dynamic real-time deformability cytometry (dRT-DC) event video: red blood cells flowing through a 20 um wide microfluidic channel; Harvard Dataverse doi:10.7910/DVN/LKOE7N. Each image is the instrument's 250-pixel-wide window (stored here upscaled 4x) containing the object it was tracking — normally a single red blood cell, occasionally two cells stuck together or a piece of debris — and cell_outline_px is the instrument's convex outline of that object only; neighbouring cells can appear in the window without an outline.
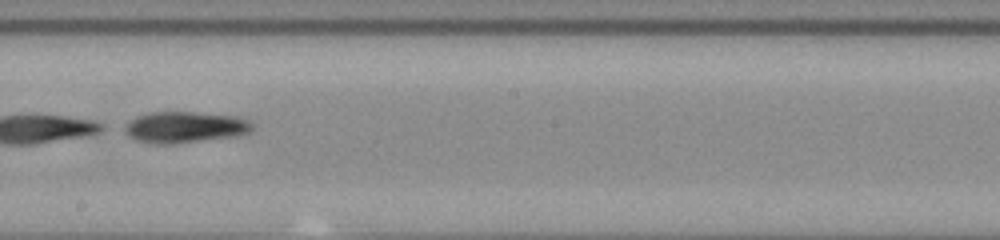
{"species": "common noctule bat (a hibernating species)", "species_latin": "Nyctalus noctula", "temperature_condition": "room temperature", "stored_images_in_passage": 35, "camera_frame_rate_fps": 3000, "um_per_image_px": 0.085, "animal": {"sex": "male", "body_mass_g": 20.0, "forearm_length_mm": 53.3}, "frame": {"image": 1, "passage_image": 20, "time_ms": 6.333, "image_size_px": [1000, 240], "cell_outline_px": [[252, 128], [248, 132], [236, 136], [176, 144], [152, 144], [136, 140], [128, 136], [116, 128], [136, 116], [148, 112], [192, 112], [236, 116], [248, 120], [252, 124]], "centroid_in_image_um": [15.57, 10.82], "position_along_channel_um": 232.6, "area_um2": 23.76}}